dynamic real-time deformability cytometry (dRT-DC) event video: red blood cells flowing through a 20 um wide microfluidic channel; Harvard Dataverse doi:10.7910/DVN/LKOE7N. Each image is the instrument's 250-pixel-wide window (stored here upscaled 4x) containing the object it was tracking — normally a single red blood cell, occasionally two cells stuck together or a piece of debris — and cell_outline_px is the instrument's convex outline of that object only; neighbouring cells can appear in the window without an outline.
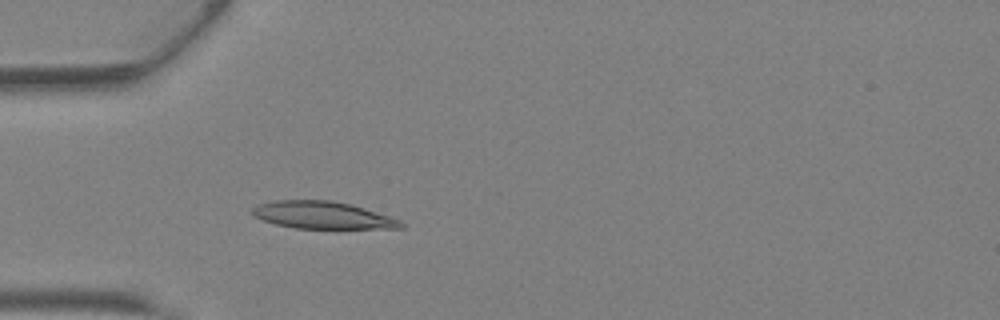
{"species": "Egyptian fruit bat (a non-hibernating species)", "species_latin": "Rousettus aegyptiacus", "temperature_condition": "warm", "stored_images_in_passage": 41, "camera_frame_rate_fps": 3000, "um_per_image_px": 0.085, "animal": {"sex": "female"}, "frame": {"image": 1, "passage_image": 12, "time_ms": 3.667, "image_size_px": [1000, 320], "cell_outline_px": [[404, 228], [296, 228], [276, 224], [252, 216], [252, 208], [256, 204], [276, 200], [332, 200], [352, 204], [400, 220], [404, 224]], "centroid_in_image_um": [27.38, 18.28], "position_along_channel_um": 57.6, "area_um2": 23.52}}
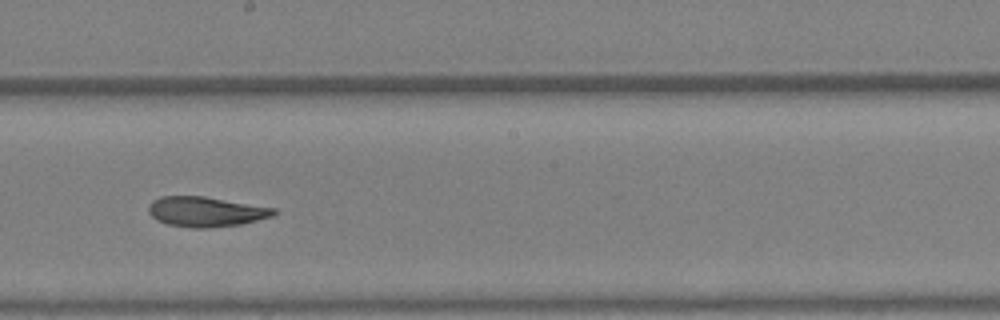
{"frame": {"image": 2, "passage_image": 23, "time_ms": 7.333, "image_size_px": [1000, 320], "cell_outline_px": [[280, 212], [276, 216], [240, 224], [208, 228], [192, 228], [168, 224], [156, 220], [148, 212], [148, 204], [152, 200], [160, 196], [204, 196], [276, 208]], "centroid_in_image_um": [17.53, 17.99], "position_along_channel_um": 230.7, "area_um2": 22.2}}
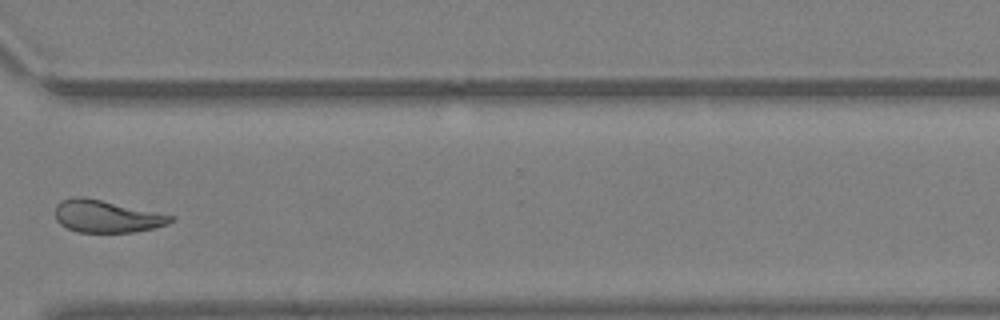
{"frame": {"image": 3, "passage_image": 31, "time_ms": 10.0, "image_size_px": [1000, 320], "cell_outline_px": [[176, 220], [168, 224], [136, 232], [76, 232], [60, 224], [56, 220], [56, 204], [60, 200], [72, 196], [84, 196], [176, 216]], "centroid_in_image_um": [9.06, 18.38], "position_along_channel_um": 361.5, "area_um2": 21.96}, "authors_computed_cell_mechanics": {"area_um2": 23.0622, "velocity_mm_per_s": 4.9039, "shape_relaxation_time_tau1_ms": null, "shape_relaxation_time_tau2_ms": 3.1842, "deformation_change_tau1": null, "deformation_change_tau2": 0.1024}}